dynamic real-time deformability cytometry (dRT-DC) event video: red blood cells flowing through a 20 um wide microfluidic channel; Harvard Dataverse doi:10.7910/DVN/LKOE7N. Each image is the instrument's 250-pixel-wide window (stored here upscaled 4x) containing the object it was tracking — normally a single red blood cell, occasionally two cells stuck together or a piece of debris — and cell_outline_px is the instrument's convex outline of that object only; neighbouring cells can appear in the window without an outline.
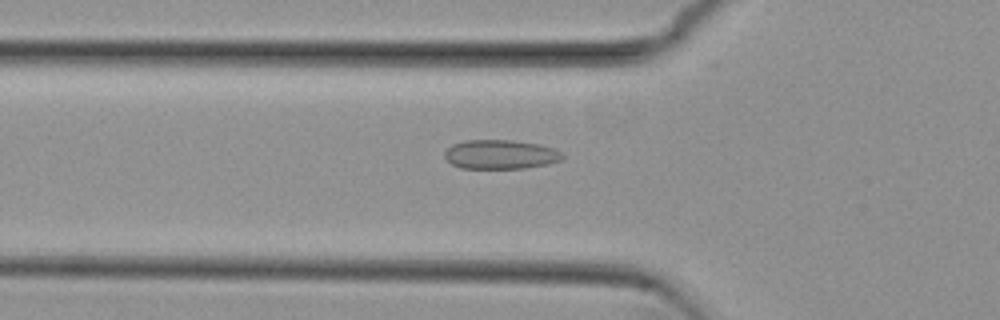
{"species": "common noctule bat (a hibernating species)", "species_latin": "Nyctalus noctula", "temperature_condition": "cold", "stored_images_in_passage": 53, "camera_frame_rate_fps": 3000, "um_per_image_px": 0.085, "animal": {"sex": "female", "body_mass_g": 29.2, "forearm_length_mm": 56.3}, "frame": {"image": 1, "passage_image": 18, "time_ms": 5.667, "image_size_px": [1000, 320], "cell_outline_px": [[564, 156], [560, 160], [548, 164], [524, 168], [460, 168], [452, 164], [444, 156], [444, 152], [452, 144], [464, 140], [512, 140], [536, 144], [552, 148], [560, 152]], "centroid_in_image_um": [42.5, 13.12], "position_along_channel_um": 83.3, "area_um2": 19.88}}
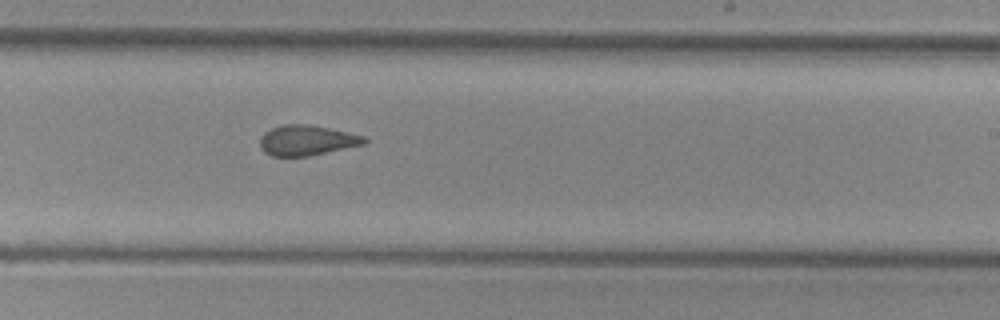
{"frame": {"image": 2, "passage_image": 32, "time_ms": 10.333, "image_size_px": [1000, 320], "cell_outline_px": [[368, 140], [364, 144], [308, 156], [272, 156], [264, 152], [260, 148], [260, 136], [264, 132], [272, 128], [284, 124], [308, 124], [328, 128], [364, 136]], "centroid_in_image_um": [26.03, 11.93], "position_along_channel_um": 263.0, "area_um2": 18.26}}
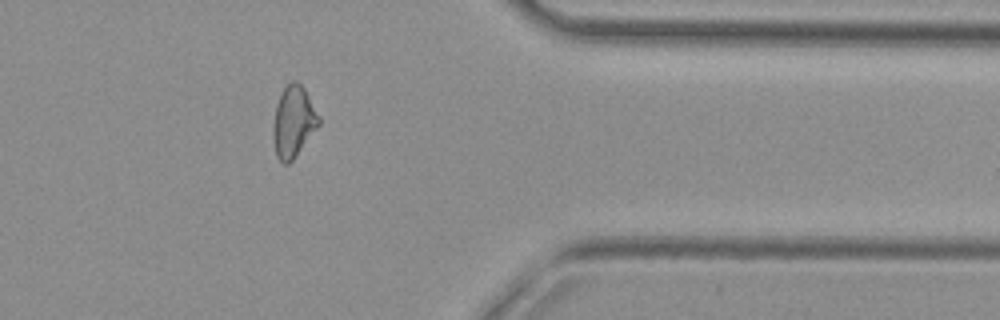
{"frame": {"image": 3, "passage_image": 43, "time_ms": 14.0, "image_size_px": [1000, 320], "cell_outline_px": [[320, 124], [292, 160], [288, 164], [284, 164], [276, 156], [272, 136], [272, 128], [276, 104], [284, 88], [292, 80], [296, 80], [304, 88], [320, 116]], "centroid_in_image_um": [24.93, 10.34], "position_along_channel_um": 386.5, "area_um2": 18.9}, "authors_computed_cell_mechanics": {"area_um2": 19.3052, "velocity_mm_per_s": 3.8336, "shape_relaxation_time_tau1_ms": null, "shape_relaxation_time_tau2_ms": 2.445, "deformation_change_tau1": null, "deformation_change_tau2": 0.0676}}